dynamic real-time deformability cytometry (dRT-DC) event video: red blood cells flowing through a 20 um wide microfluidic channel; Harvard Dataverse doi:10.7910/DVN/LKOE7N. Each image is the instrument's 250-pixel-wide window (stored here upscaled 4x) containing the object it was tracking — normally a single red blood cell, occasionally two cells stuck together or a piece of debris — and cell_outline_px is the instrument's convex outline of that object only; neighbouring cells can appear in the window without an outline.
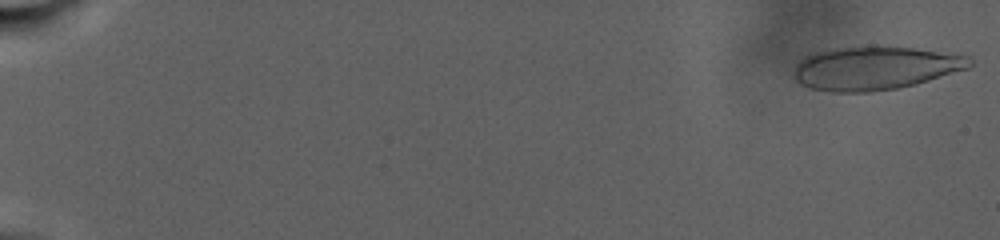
{"species": "human", "species_latin": "Homo sapiens", "temperature_condition": "warm", "stored_images_in_passage": 52, "camera_frame_rate_fps": 3000, "um_per_image_px": 0.085, "donor": {"sex": "male"}, "frame": {"image": 1, "passage_image": 1, "time_ms": 0.0, "image_size_px": [1000, 240], "cell_outline_px": [[972, 64], [968, 68], [916, 84], [896, 88], [868, 92], [832, 92], [812, 88], [800, 84], [796, 80], [796, 64], [804, 56], [816, 52], [832, 48], [872, 44], [916, 48], [968, 56], [972, 60]], "centroid_in_image_um": [74.38, 5.76], "position_along_channel_um": 10.6, "area_um2": 44.8}}
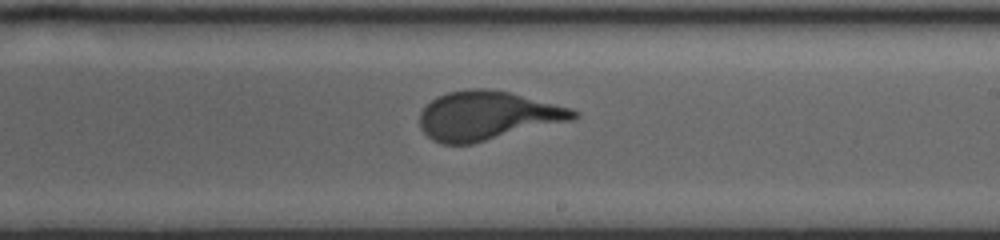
{"frame": {"image": 2, "passage_image": 32, "time_ms": 20.0, "image_size_px": [1000, 240], "cell_outline_px": [[580, 116], [576, 120], [472, 144], [440, 144], [432, 140], [420, 128], [420, 112], [436, 96], [448, 92], [468, 88], [488, 88], [508, 92], [572, 108], [580, 112]], "centroid_in_image_um": [41.47, 9.84], "position_along_channel_um": 247.5, "area_um2": 44.22}}
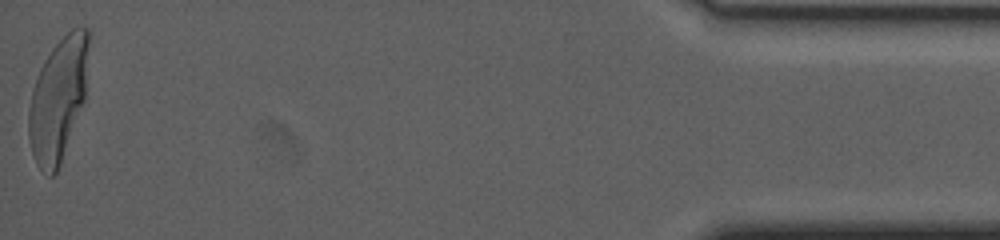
{"frame": {"image": 3, "passage_image": 52, "time_ms": 31.667, "image_size_px": [1000, 240], "cell_outline_px": [[88, 44], [84, 100], [60, 164], [56, 172], [52, 176], [48, 176], [36, 164], [32, 152], [28, 136], [28, 112], [32, 88], [40, 68], [44, 60], [52, 48], [72, 28], [88, 28]], "centroid_in_image_um": [4.91, 8.45], "position_along_channel_um": 430.3, "area_um2": 42.31}}